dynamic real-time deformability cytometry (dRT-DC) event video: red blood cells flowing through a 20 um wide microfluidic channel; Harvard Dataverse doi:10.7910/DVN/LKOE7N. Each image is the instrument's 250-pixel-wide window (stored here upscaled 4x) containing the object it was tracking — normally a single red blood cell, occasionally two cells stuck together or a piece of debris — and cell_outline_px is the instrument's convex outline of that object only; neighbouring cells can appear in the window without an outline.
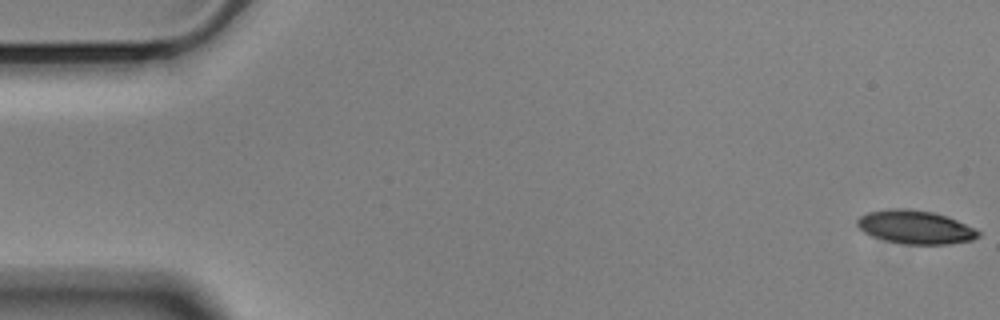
{"species": "Egyptian fruit bat (a non-hibernating species)", "species_latin": "Rousettus aegyptiacus", "temperature_condition": "cold", "stored_images_in_passage": 56, "camera_frame_rate_fps": 3000, "um_per_image_px": 0.085, "animal": {"sex": "male"}, "frame": {"image": 1, "passage_image": 1, "time_ms": 0.0, "image_size_px": [1000, 320], "cell_outline_px": [[980, 236], [972, 240], [948, 244], [904, 244], [884, 240], [872, 236], [864, 232], [856, 224], [856, 220], [860, 216], [868, 212], [888, 208], [908, 208], [932, 212], [948, 216], [976, 228], [980, 232]], "centroid_in_image_um": [77.81, 19.3], "position_along_channel_um": 7.2, "area_um2": 23.81}}
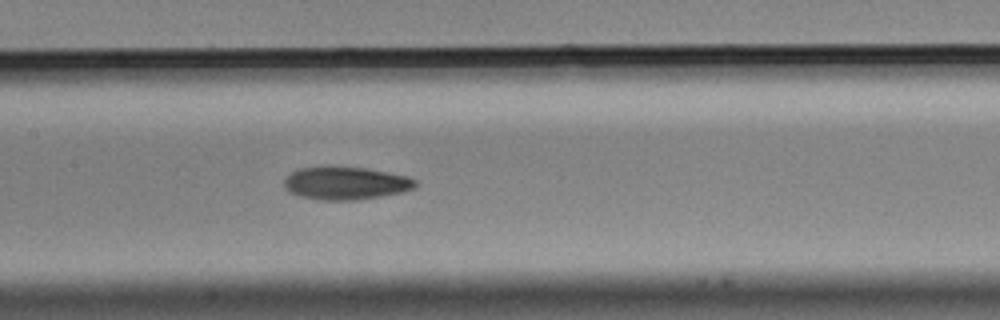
{"frame": {"image": 2, "passage_image": 27, "time_ms": 8.667, "image_size_px": [1000, 320], "cell_outline_px": [[416, 188], [404, 192], [356, 200], [320, 200], [300, 196], [288, 192], [284, 188], [284, 176], [300, 168], [364, 168], [388, 172], [408, 176], [416, 180]], "centroid_in_image_um": [29.39, 15.59], "position_along_channel_um": 178.0, "area_um2": 24.91}}
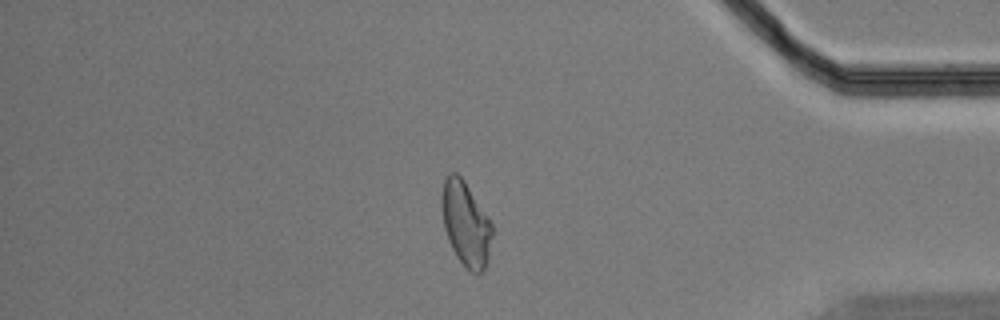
{"frame": {"image": 3, "passage_image": 48, "time_ms": 15.667, "image_size_px": [1000, 320], "cell_outline_px": [[492, 236], [488, 256], [484, 268], [480, 272], [472, 272], [456, 256], [448, 240], [444, 228], [440, 208], [440, 196], [444, 180], [448, 172], [456, 172], [464, 180], [492, 224]], "centroid_in_image_um": [39.54, 18.96], "position_along_channel_um": 395.7, "area_um2": 24.62}, "authors_computed_cell_mechanics": {"area_um2": 24.9118, "velocity_mm_per_s": 3.5445, "shape_relaxation_time_tau1_ms": 4.206, "shape_relaxation_time_tau2_ms": 2.225, "deformation_change_tau1": 0.1421, "deformation_change_tau2": 0.087}}